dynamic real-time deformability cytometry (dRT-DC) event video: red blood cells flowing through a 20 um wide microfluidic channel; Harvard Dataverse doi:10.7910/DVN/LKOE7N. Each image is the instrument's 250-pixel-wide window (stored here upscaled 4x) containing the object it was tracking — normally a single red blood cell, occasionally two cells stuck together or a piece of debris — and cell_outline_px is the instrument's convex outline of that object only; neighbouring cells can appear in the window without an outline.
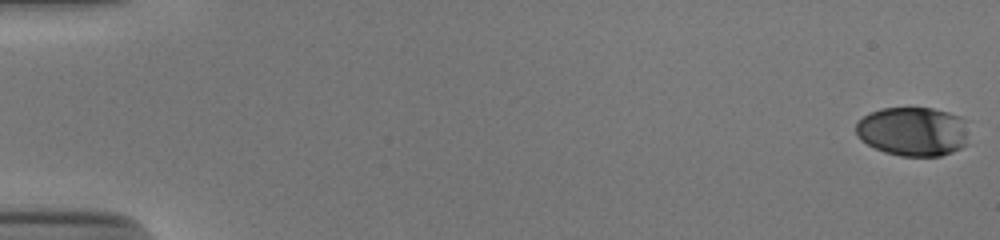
{"species": "human", "species_latin": "Homo sapiens", "temperature_condition": "cold", "stored_images_in_passage": 54, "camera_frame_rate_fps": 3000, "um_per_image_px": 0.085, "donor": {"sex": "male"}, "frame": {"image": 1, "passage_image": 1, "time_ms": 0.0, "image_size_px": [1000, 240], "cell_outline_px": [[968, 144], [952, 152], [940, 156], [900, 156], [884, 152], [868, 144], [856, 136], [856, 124], [868, 112], [880, 108], [932, 108], [948, 112], [960, 116], [964, 120]], "centroid_in_image_um": [77.59, 11.17], "position_along_channel_um": 7.4, "area_um2": 32.43}}
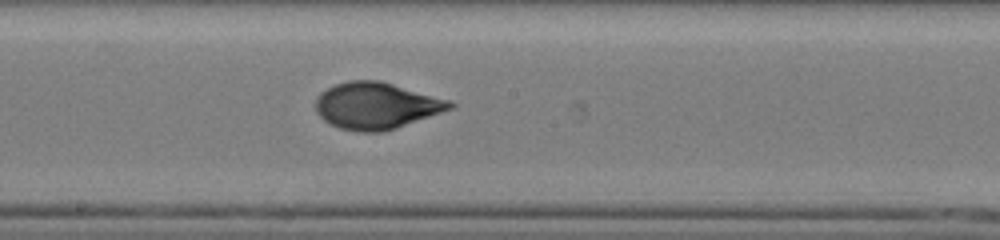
{"frame": {"image": 2, "passage_image": 31, "time_ms": 10.0, "image_size_px": [1000, 240], "cell_outline_px": [[456, 104], [452, 108], [396, 128], [384, 132], [356, 132], [340, 128], [324, 120], [316, 112], [316, 96], [320, 92], [336, 84], [348, 80], [380, 80], [448, 100]], "centroid_in_image_um": [31.94, 8.98], "position_along_channel_um": 216.3, "area_um2": 36.24}}
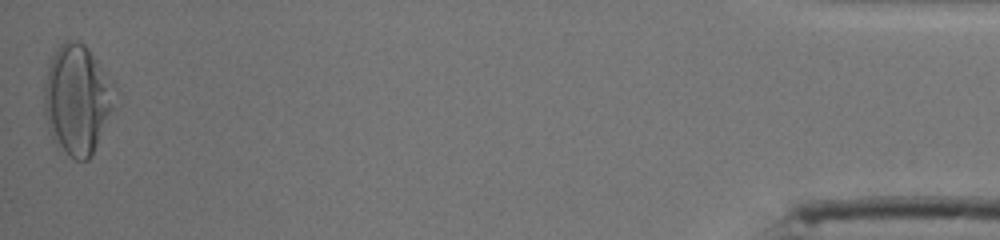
{"frame": {"image": 3, "passage_image": 54, "time_ms": 17.667, "image_size_px": [1000, 240], "cell_outline_px": [[116, 108], [92, 156], [88, 160], [76, 160], [56, 148], [52, 140], [48, 128], [44, 112], [44, 84], [48, 68], [52, 56], [56, 48], [64, 40], [76, 40], [84, 44], [96, 60], [116, 88]], "centroid_in_image_um": [6.57, 8.52], "position_along_channel_um": 428.6, "area_um2": 45.95}, "authors_computed_cell_mechanics": {"area_um2": 35.258, "velocity_mm_per_s": 3.8801, "shape_relaxation_time_tau1_ms": 3.7191, "shape_relaxation_time_tau2_ms": 0.6754, "deformation_change_tau1": 0.184, "deformation_change_tau2": 0.0485}}